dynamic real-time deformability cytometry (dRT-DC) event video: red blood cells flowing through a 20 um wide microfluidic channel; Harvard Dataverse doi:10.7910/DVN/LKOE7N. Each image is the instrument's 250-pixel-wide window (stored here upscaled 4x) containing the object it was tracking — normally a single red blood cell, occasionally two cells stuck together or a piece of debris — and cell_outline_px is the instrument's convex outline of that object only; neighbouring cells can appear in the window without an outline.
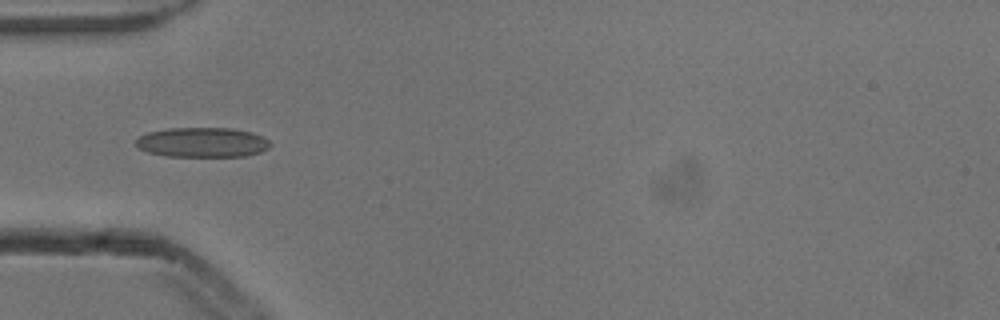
{"species": "common noctule bat (a hibernating species)", "species_latin": "Nyctalus noctula", "temperature_condition": "cold", "stored_images_in_passage": 5, "camera_frame_rate_fps": 3000, "um_per_image_px": 0.085, "animal": {"sex": "male", "body_mass_g": 13.3}, "frame": {"image": 1, "passage_image": 5, "time_ms": 1.333, "image_size_px": [1000, 320], "cell_outline_px": [[272, 144], [268, 148], [260, 152], [248, 156], [164, 156], [148, 152], [136, 148], [136, 140], [140, 136], [148, 132], [168, 128], [232, 128], [252, 132], [264, 136]], "centroid_in_image_um": [17.21, 12.1], "position_along_channel_um": 67.8, "area_um2": 23.52}}